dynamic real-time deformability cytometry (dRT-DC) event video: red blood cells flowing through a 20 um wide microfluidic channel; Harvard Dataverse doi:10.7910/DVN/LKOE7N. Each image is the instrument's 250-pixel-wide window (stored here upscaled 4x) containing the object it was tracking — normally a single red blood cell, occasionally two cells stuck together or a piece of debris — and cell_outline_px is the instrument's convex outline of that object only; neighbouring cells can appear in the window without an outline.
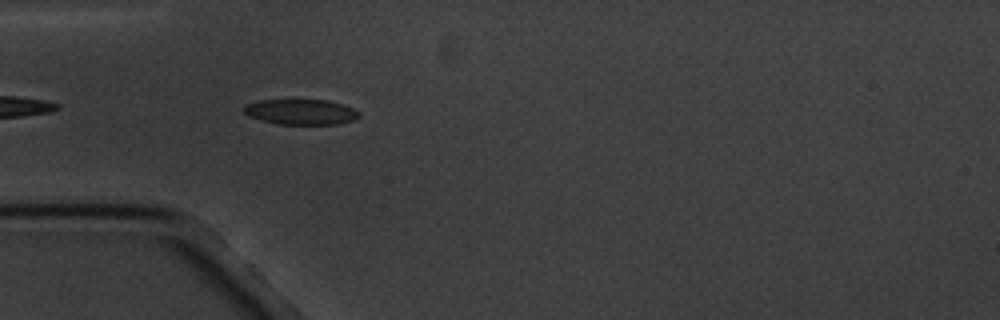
{"species": "common noctule bat (a hibernating species)", "species_latin": "Nyctalus noctula", "temperature_condition": "cold", "stored_images_in_passage": 5, "camera_frame_rate_fps": 3000, "um_per_image_px": 0.085, "animal": {"sex": "male", "body_mass_g": 20.1, "forearm_length_mm": 53.5}, "frame": {"image": 1, "passage_image": 5, "time_ms": 4.667, "image_size_px": [1000, 320], "cell_outline_px": [[360, 116], [352, 120], [336, 124], [276, 124], [260, 120], [248, 116], [244, 112], [244, 104], [260, 100], [328, 100], [352, 108], [360, 112]], "centroid_in_image_um": [25.53, 9.51], "position_along_channel_um": 59.5, "area_um2": 16.99}}